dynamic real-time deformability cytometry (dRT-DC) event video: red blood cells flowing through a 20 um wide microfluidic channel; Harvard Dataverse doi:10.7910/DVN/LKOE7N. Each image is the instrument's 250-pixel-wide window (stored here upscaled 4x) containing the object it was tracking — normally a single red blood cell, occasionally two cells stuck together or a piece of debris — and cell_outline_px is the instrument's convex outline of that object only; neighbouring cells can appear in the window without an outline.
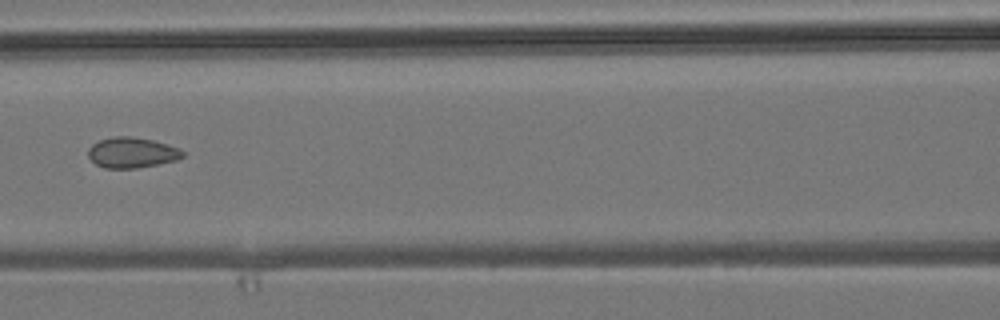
{"species": "common noctule bat (a hibernating species)", "species_latin": "Nyctalus noctula", "temperature_condition": "room temperature", "stored_images_in_passage": 8, "segment_of_instrument_passage": [1, 2], "camera_frame_rate_fps": 3000, "um_per_image_px": 0.085, "animal": {"sex": "male", "body_mass_g": 19.2, "forearm_length_mm": 51.8}, "frame": {"image": 1, "passage_image": 6, "time_ms": 5.667, "image_size_px": [1000, 320], "cell_outline_px": [[184, 156], [176, 160], [136, 168], [104, 168], [96, 164], [88, 156], [88, 148], [92, 144], [100, 140], [116, 136], [128, 136], [152, 140], [168, 144], [180, 148], [184, 152]], "centroid_in_image_um": [11.21, 12.97], "position_along_channel_um": 155.4, "area_um2": 16.7}}